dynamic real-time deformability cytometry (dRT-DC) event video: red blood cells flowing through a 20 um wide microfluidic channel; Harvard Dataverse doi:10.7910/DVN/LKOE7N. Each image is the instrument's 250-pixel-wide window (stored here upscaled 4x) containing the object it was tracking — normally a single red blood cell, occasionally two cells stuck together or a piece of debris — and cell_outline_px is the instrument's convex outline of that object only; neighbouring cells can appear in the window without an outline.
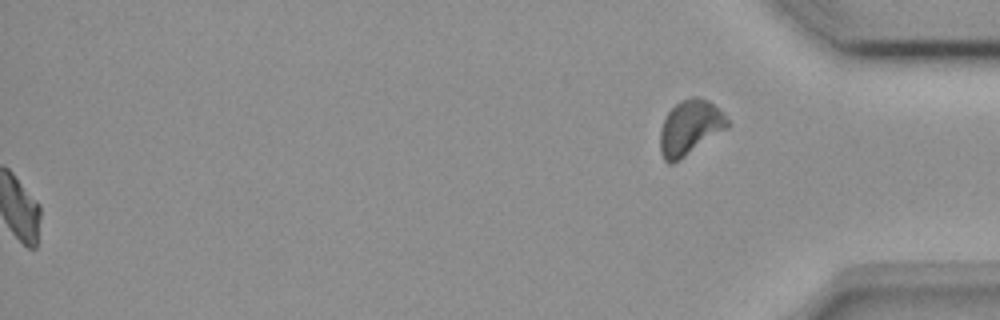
{"species": "common noctule bat (a hibernating species)", "species_latin": "Nyctalus noctula", "temperature_condition": "room temperature", "stored_images_in_passage": 50, "segment_of_instrument_passage": [2, 2], "camera_frame_rate_fps": 3000, "um_per_image_px": 0.085, "animal": {"sex": "female", "body_mass_g": 18.4}, "frame": {"image": 1, "passage_image": 50, "time_ms": 16.333, "image_size_px": [1000, 320], "cell_outline_px": [[728, 128], [680, 160], [672, 164], [668, 164], [664, 160], [660, 152], [660, 132], [664, 120], [668, 112], [680, 100], [692, 96], [696, 96], [708, 100], [720, 108], [728, 120]], "centroid_in_image_um": [58.65, 10.85], "position_along_channel_um": 376.5, "area_um2": 21.68}}